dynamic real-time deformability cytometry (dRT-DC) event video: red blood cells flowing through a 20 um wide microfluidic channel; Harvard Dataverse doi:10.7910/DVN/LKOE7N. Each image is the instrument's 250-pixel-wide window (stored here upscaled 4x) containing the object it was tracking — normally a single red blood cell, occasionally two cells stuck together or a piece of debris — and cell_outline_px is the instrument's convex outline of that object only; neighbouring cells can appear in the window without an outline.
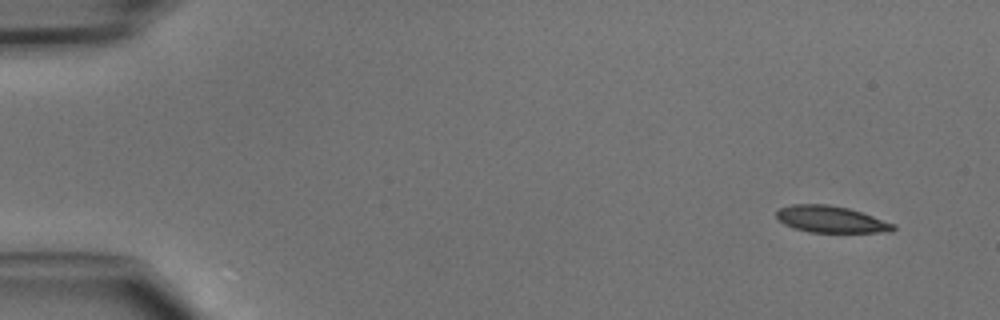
{"species": "common noctule bat (a hibernating species)", "species_latin": "Nyctalus noctula", "temperature_condition": "cold", "stored_images_in_passage": 9, "camera_frame_rate_fps": 3000, "um_per_image_px": 0.085, "animal": {"sex": "male", "body_mass_g": 15.6}, "frame": {"image": 1, "passage_image": 1, "time_ms": 0.0, "image_size_px": [1000, 320], "cell_outline_px": [[896, 228], [892, 232], [808, 232], [792, 228], [784, 224], [776, 216], [776, 212], [780, 208], [792, 204], [828, 204], [848, 208], [896, 224]], "centroid_in_image_um": [70.62, 18.64], "position_along_channel_um": 14.4, "area_um2": 18.15}}